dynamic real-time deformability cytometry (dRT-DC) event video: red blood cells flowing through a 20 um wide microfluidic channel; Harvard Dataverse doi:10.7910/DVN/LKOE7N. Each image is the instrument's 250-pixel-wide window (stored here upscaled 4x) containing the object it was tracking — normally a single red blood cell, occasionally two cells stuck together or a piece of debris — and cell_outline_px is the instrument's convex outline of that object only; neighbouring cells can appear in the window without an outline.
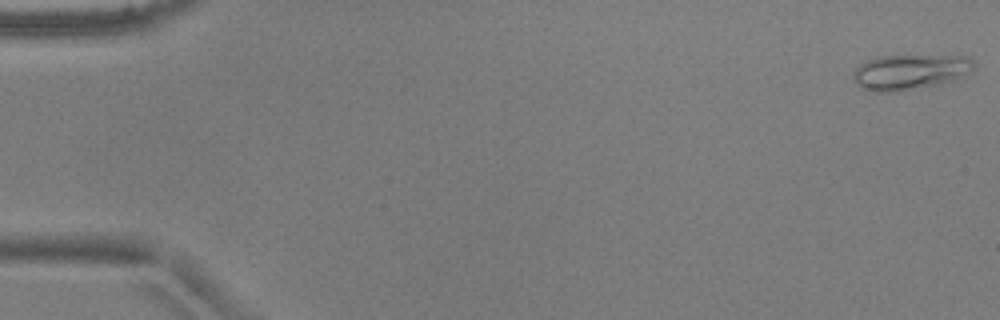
{"species": "common noctule bat (a hibernating species)", "species_latin": "Nyctalus noctula", "temperature_condition": "warm", "stored_images_in_passage": 10, "camera_frame_rate_fps": 3000, "um_per_image_px": 0.085, "animal": {"sex": "male", "body_mass_g": 17.9, "forearm_length_mm": 54.2}, "frame": {"image": 1, "passage_image": 1, "time_ms": 0.0, "image_size_px": [1000, 320], "cell_outline_px": [[976, 68], [956, 80], [936, 84], [892, 92], [872, 92], [860, 88], [856, 84], [852, 76], [852, 72], [860, 64], [876, 56], [972, 56]], "centroid_in_image_um": [77.34, 6.11], "position_along_channel_um": 7.7, "area_um2": 24.91}}